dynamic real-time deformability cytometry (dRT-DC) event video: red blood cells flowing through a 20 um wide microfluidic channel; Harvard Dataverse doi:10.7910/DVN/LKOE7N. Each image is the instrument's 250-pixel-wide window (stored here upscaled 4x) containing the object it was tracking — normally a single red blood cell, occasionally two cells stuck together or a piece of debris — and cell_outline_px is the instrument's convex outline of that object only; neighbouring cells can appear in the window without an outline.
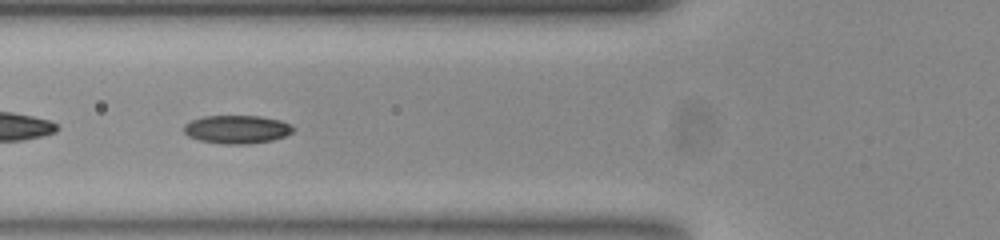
{"species": "common noctule bat (a hibernating species)", "species_latin": "Nyctalus noctula", "temperature_condition": "room temperature", "stored_images_in_passage": 56, "segment_of_instrument_passage": [2, 2], "camera_frame_rate_fps": 3000, "um_per_image_px": 0.085, "animal": {"sex": "female", "body_mass_g": 23.0, "forearm_length_mm": 53.4}, "frame": {"image": 1, "passage_image": 21, "time_ms": 6.667, "image_size_px": [1000, 240], "cell_outline_px": [[292, 132], [284, 136], [272, 140], [244, 144], [224, 144], [200, 140], [188, 136], [184, 132], [184, 124], [192, 120], [204, 116], [260, 116], [280, 120], [288, 124], [292, 128]], "centroid_in_image_um": [20.1, 10.99], "position_along_channel_um": 105.7, "area_um2": 17.74}}
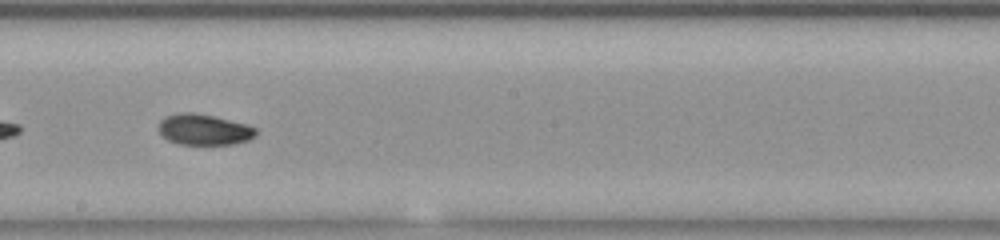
{"frame": {"image": 2, "passage_image": 31, "time_ms": 10.0, "image_size_px": [1000, 240], "cell_outline_px": [[256, 136], [248, 140], [232, 144], [180, 144], [168, 140], [160, 132], [160, 120], [164, 116], [180, 112], [192, 112], [212, 116], [244, 124], [256, 128]], "centroid_in_image_um": [17.32, 11.01], "position_along_channel_um": 230.9, "area_um2": 17.22}}
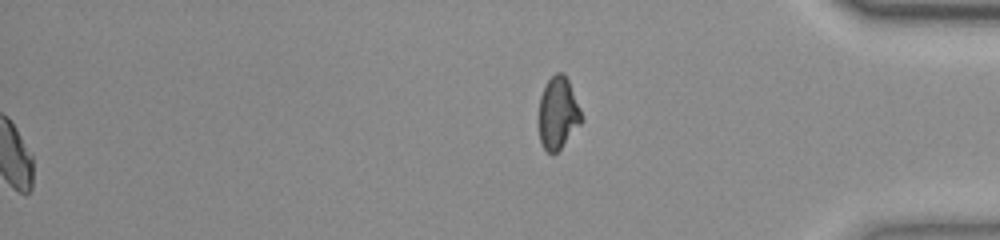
{"frame": {"image": 3, "passage_image": 56, "time_ms": 18.333, "image_size_px": [1000, 240], "cell_outline_px": [[584, 120], [560, 148], [552, 156], [540, 144], [540, 96], [548, 80], [556, 72], [560, 72], [568, 80], [580, 108]], "centroid_in_image_um": [47.44, 9.64], "position_along_channel_um": 387.8, "area_um2": 17.63}}